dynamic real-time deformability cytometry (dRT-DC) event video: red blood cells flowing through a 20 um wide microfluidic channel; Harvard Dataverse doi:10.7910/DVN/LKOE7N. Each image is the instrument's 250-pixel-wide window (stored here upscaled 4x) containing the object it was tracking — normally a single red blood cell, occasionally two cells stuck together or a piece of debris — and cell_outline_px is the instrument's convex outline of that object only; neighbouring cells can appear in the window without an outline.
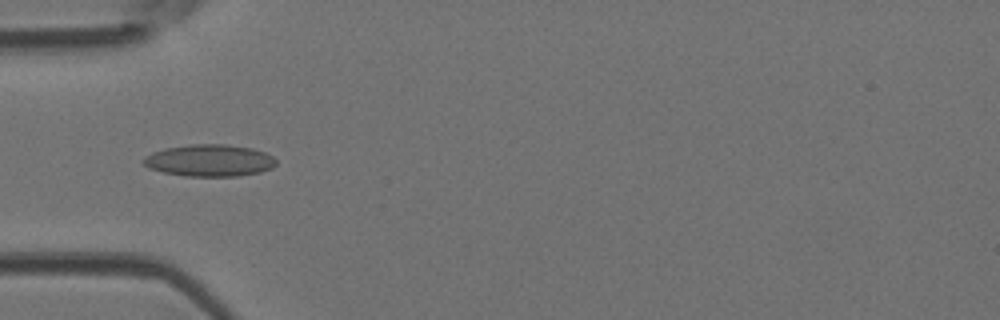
{"species": "Egyptian fruit bat (a non-hibernating species)", "species_latin": "Rousettus aegyptiacus", "temperature_condition": "room temperature", "stored_images_in_passage": 5, "camera_frame_rate_fps": 3000, "um_per_image_px": 0.085, "animal": {"sex": "female"}, "frame": {"image": 1, "passage_image": 5, "time_ms": 1.333, "image_size_px": [1000, 320], "cell_outline_px": [[276, 164], [272, 168], [260, 172], [236, 176], [184, 176], [164, 172], [148, 168], [140, 160], [144, 156], [152, 152], [164, 148], [192, 144], [224, 144], [252, 148], [264, 152], [272, 156], [276, 160]], "centroid_in_image_um": [17.77, 13.64], "position_along_channel_um": 67.2, "area_um2": 24.8}}